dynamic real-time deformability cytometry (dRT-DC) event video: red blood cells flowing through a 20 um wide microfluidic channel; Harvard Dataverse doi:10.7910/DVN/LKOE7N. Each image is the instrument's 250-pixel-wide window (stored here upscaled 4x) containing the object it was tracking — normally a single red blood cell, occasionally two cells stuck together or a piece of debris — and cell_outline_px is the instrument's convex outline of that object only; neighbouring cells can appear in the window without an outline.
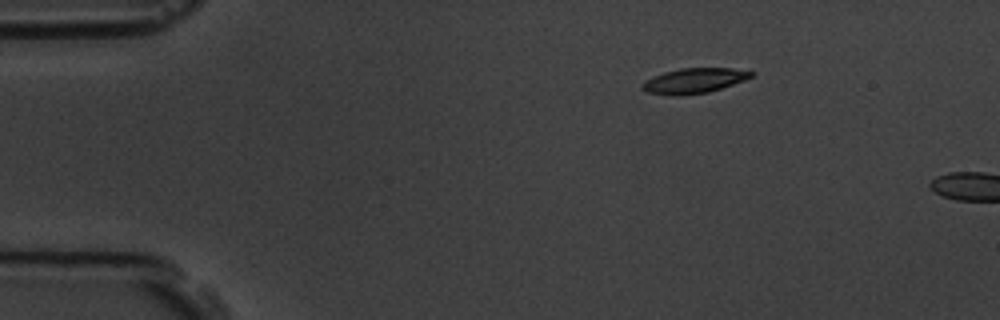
{"species": "common noctule bat (a hibernating species)", "species_latin": "Nyctalus noctula", "temperature_condition": "room temperature", "stored_images_in_passage": 3, "camera_frame_rate_fps": 3000, "um_per_image_px": 0.085, "animal": {"sex": "male", "body_mass_g": 19.5, "forearm_length_mm": 54.6}, "frame": {"image": 1, "passage_image": 1, "time_ms": 0.0, "image_size_px": [1000, 320], "cell_outline_px": [[756, 72], [752, 76], [744, 80], [708, 92], [680, 96], [672, 96], [648, 92], [640, 88], [640, 84], [644, 80], [664, 72], [680, 68], [732, 68]], "centroid_in_image_um": [58.95, 6.86], "position_along_channel_um": 26.1, "area_um2": 15.95}}